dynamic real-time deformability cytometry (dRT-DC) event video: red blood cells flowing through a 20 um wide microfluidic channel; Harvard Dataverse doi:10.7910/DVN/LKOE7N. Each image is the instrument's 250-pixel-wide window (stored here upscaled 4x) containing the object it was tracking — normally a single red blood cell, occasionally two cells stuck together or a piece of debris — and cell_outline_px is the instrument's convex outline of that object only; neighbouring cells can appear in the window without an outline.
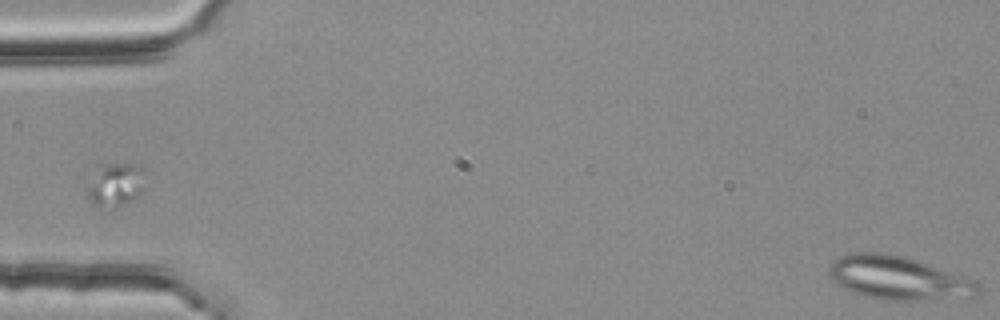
{"species": "common noctule bat (a hibernating species)", "species_latin": "Nyctalus noctula", "temperature_condition": "room temperature", "stored_images_in_passage": 2, "camera_frame_rate_fps": 3000, "um_per_image_px": 0.085, "animal": {"sex": "female", "body_mass_g": 25.1}, "frame": {"image": 1, "passage_image": 2, "time_ms": 0.333, "image_size_px": [1000, 320], "cell_outline_px": [[980, 292], [976, 296], [916, 300], [884, 300], [864, 296], [840, 288], [832, 280], [828, 272], [828, 268], [840, 256], [852, 252], [884, 252], [904, 256], [976, 280], [980, 284]], "centroid_in_image_um": [76.34, 23.63], "position_along_channel_um": 8.7, "area_um2": 37.86}}